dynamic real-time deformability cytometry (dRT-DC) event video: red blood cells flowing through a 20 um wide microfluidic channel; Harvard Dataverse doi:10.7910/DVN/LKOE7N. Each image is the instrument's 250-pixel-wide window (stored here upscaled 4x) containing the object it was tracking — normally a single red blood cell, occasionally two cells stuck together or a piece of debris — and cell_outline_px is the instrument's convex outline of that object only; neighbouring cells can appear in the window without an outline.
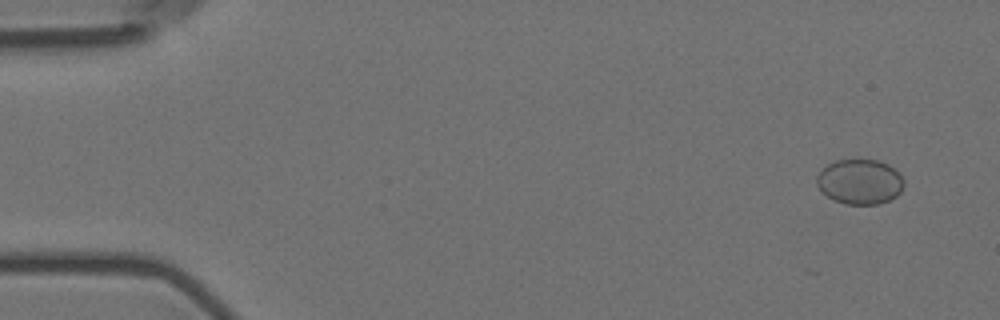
{"species": "Egyptian fruit bat (a non-hibernating species)", "species_latin": "Rousettus aegyptiacus", "temperature_condition": "room temperature", "stored_images_in_passage": 6, "camera_frame_rate_fps": 3000, "um_per_image_px": 0.085, "animal": {"sex": "female"}, "frame": {"image": 1, "passage_image": 1, "time_ms": 0.0, "image_size_px": [1000, 320], "cell_outline_px": [[904, 184], [900, 192], [896, 196], [880, 204], [844, 204], [832, 200], [816, 184], [816, 176], [828, 164], [836, 160], [876, 160], [888, 164], [904, 180]], "centroid_in_image_um": [73.07, 15.46], "position_along_channel_um": 11.9, "area_um2": 22.66}}
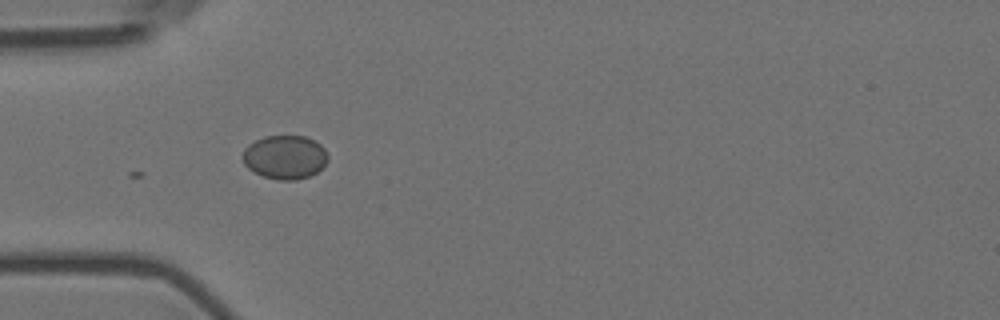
{"frame": {"image": 2, "passage_image": 5, "time_ms": 1.333, "image_size_px": [1000, 320], "cell_outline_px": [[328, 160], [316, 172], [308, 176], [296, 180], [280, 180], [264, 176], [248, 168], [244, 164], [240, 156], [244, 148], [248, 144], [264, 136], [304, 136], [316, 140], [324, 148], [328, 156]], "centroid_in_image_um": [24.19, 13.34], "position_along_channel_um": 60.8, "area_um2": 21.79}}